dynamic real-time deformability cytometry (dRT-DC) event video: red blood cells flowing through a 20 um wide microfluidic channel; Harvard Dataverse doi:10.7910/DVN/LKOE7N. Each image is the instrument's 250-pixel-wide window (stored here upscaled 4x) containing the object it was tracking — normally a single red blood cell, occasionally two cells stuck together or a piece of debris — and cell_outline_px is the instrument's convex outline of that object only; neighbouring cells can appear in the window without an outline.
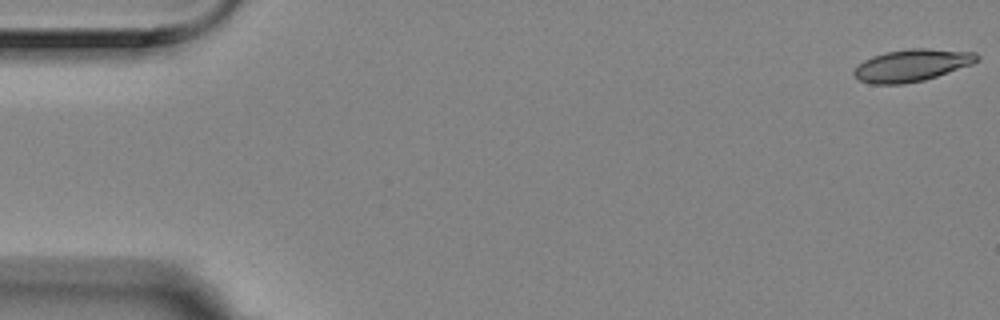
{"species": "Egyptian fruit bat (a non-hibernating species)", "species_latin": "Rousettus aegyptiacus", "temperature_condition": "room temperature", "stored_images_in_passage": 3, "camera_frame_rate_fps": 3000, "um_per_image_px": 0.085, "animal": {"sex": "female"}, "frame": {"image": 1, "passage_image": 1, "time_ms": 0.0, "image_size_px": [1000, 320], "cell_outline_px": [[980, 60], [972, 64], [924, 80], [904, 84], [872, 84], [856, 80], [852, 72], [864, 60], [872, 56], [884, 52], [908, 48], [928, 48], [976, 52], [980, 56]], "centroid_in_image_um": [77.5, 5.54], "position_along_channel_um": 7.5, "area_um2": 23.24}}